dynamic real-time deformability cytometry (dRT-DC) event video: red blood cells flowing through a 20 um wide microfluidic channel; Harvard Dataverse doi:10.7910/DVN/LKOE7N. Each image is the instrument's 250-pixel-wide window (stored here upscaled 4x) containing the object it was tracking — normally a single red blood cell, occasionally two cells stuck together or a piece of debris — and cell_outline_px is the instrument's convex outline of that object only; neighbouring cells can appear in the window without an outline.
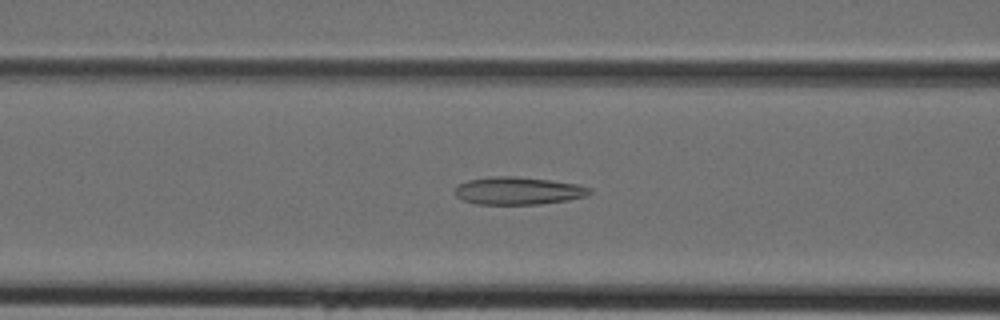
{"species": "Egyptian fruit bat (a non-hibernating species)", "species_latin": "Rousettus aegyptiacus", "temperature_condition": "cold", "stored_images_in_passage": 32, "camera_frame_rate_fps": 3000, "um_per_image_px": 0.085, "animal": {"sex": "female"}, "frame": {"image": 1, "passage_image": 6, "time_ms": 1.667, "image_size_px": [1000, 320], "cell_outline_px": [[592, 192], [588, 196], [568, 200], [540, 204], [476, 204], [464, 200], [456, 196], [452, 192], [460, 184], [468, 180], [488, 176], [512, 176], [548, 180], [576, 184], [592, 188]], "centroid_in_image_um": [44.04, 16.22], "position_along_channel_um": 122.6, "area_um2": 21.73}}
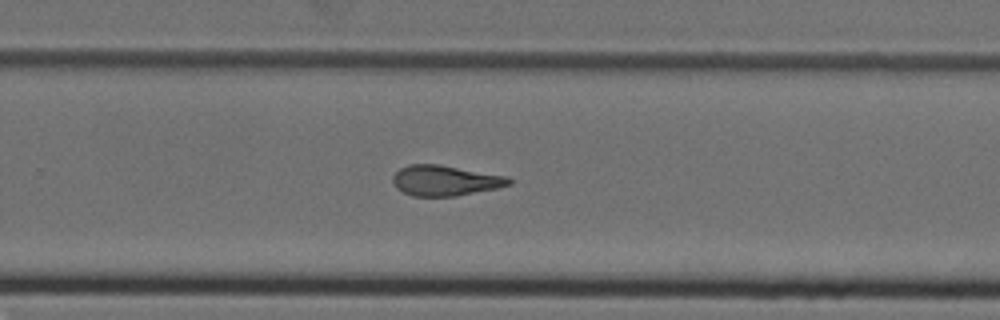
{"frame": {"image": 2, "passage_image": 17, "time_ms": 5.333, "image_size_px": [1000, 320], "cell_outline_px": [[512, 184], [496, 188], [456, 196], [412, 196], [396, 188], [392, 180], [392, 176], [400, 168], [408, 164], [436, 164], [508, 176], [512, 180]], "centroid_in_image_um": [37.82, 15.34], "position_along_channel_um": 292.0, "area_um2": 20.52}}
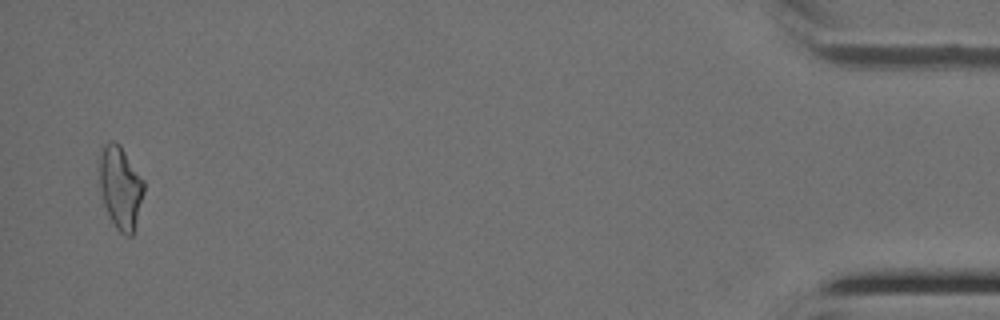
{"frame": {"image": 3, "passage_image": 31, "time_ms": 10.0, "image_size_px": [1000, 320], "cell_outline_px": [[144, 192], [132, 236], [124, 236], [116, 228], [108, 216], [100, 196], [100, 148], [104, 144], [112, 140], [120, 144], [144, 180]], "centroid_in_image_um": [10.22, 15.93], "position_along_channel_um": 425.0, "area_um2": 21.62}}